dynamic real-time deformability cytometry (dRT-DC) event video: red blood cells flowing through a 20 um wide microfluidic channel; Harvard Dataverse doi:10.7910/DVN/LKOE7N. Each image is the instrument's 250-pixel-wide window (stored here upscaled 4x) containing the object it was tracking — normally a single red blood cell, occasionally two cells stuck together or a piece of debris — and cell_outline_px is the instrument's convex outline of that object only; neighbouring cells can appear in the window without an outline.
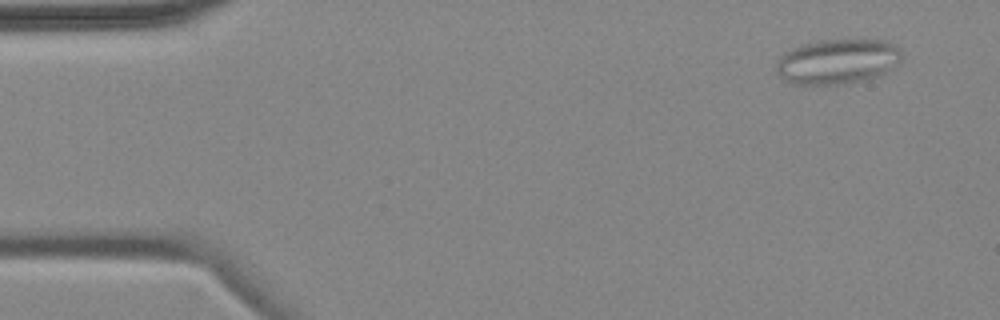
{"species": "common noctule bat (a hibernating species)", "species_latin": "Nyctalus noctula", "temperature_condition": "cold", "stored_images_in_passage": 5, "camera_frame_rate_fps": 3000, "um_per_image_px": 0.085, "animal": {"sex": "female", "body_mass_g": 18.4}, "frame": {"image": 1, "passage_image": 1, "time_ms": 0.0, "image_size_px": [1000, 320], "cell_outline_px": [[900, 64], [880, 76], [868, 80], [844, 84], [796, 84], [780, 76], [776, 72], [776, 60], [780, 56], [792, 48], [816, 40], [888, 40], [896, 44], [900, 48]], "centroid_in_image_um": [71.24, 5.22], "position_along_channel_um": 13.8, "area_um2": 33.23}}
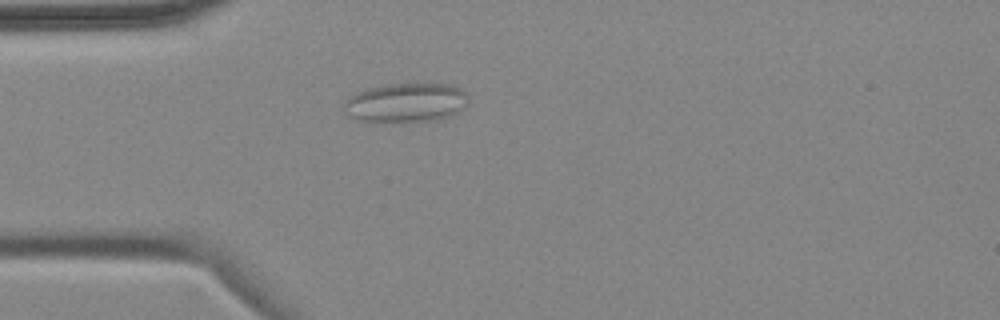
{"frame": {"image": 2, "passage_image": 4, "time_ms": 3.667, "image_size_px": [1000, 320], "cell_outline_px": [[468, 104], [464, 108], [448, 116], [436, 120], [364, 120], [348, 116], [344, 112], [344, 104], [348, 96], [356, 92], [368, 88], [388, 84], [448, 84], [460, 88], [468, 92]], "centroid_in_image_um": [34.53, 8.69], "position_along_channel_um": 50.5, "area_um2": 27.98}}